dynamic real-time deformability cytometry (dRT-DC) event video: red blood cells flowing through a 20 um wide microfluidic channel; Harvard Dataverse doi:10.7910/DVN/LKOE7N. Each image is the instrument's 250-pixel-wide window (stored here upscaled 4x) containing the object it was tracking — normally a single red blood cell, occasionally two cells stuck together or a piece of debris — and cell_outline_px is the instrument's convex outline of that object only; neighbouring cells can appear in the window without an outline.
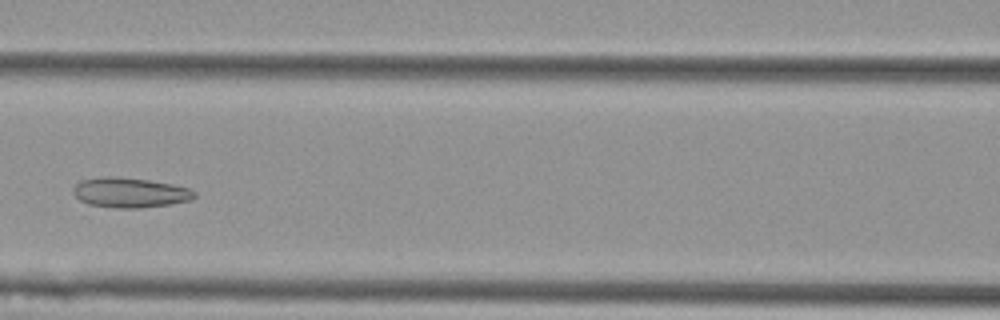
{"species": "Egyptian fruit bat (a non-hibernating species)", "species_latin": "Rousettus aegyptiacus", "temperature_condition": "cold", "stored_images_in_passage": 5, "camera_frame_rate_fps": 3000, "um_per_image_px": 0.085, "animal": {"sex": "female"}, "frame": {"image": 1, "passage_image": 5, "time_ms": 1.333, "image_size_px": [1000, 320], "cell_outline_px": [[196, 196], [192, 200], [172, 204], [140, 208], [116, 208], [88, 204], [80, 200], [72, 192], [72, 188], [80, 180], [104, 176], [116, 176], [148, 180], [172, 184], [188, 188], [196, 192]], "centroid_in_image_um": [11.04, 16.37], "position_along_channel_um": 155.6, "area_um2": 21.33}}